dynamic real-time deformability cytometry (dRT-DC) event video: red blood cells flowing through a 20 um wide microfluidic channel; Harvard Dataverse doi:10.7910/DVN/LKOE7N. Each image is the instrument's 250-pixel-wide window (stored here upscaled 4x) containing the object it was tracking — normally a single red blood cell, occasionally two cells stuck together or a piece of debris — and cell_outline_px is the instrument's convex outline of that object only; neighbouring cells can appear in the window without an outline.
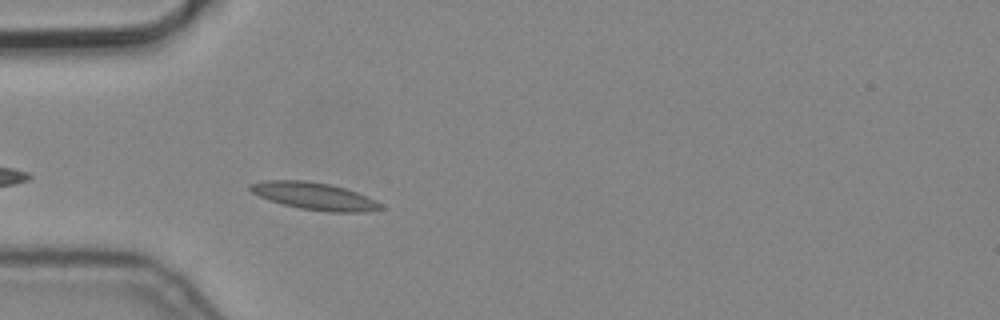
{"species": "common noctule bat (a hibernating species)", "species_latin": "Nyctalus noctula", "temperature_condition": "cold", "stored_images_in_passage": 3, "camera_frame_rate_fps": 3000, "um_per_image_px": 0.085, "animal": {"sex": "male", "body_mass_g": 19.2, "forearm_length_mm": 51.8}, "frame": {"image": 1, "passage_image": 3, "time_ms": 0.667, "image_size_px": [1000, 320], "cell_outline_px": [[384, 208], [364, 212], [328, 212], [300, 208], [268, 200], [252, 192], [248, 188], [248, 184], [264, 180], [304, 180], [332, 184], [356, 192], [376, 200], [384, 204]], "centroid_in_image_um": [26.73, 16.66], "position_along_channel_um": 58.3, "area_um2": 20.81}}